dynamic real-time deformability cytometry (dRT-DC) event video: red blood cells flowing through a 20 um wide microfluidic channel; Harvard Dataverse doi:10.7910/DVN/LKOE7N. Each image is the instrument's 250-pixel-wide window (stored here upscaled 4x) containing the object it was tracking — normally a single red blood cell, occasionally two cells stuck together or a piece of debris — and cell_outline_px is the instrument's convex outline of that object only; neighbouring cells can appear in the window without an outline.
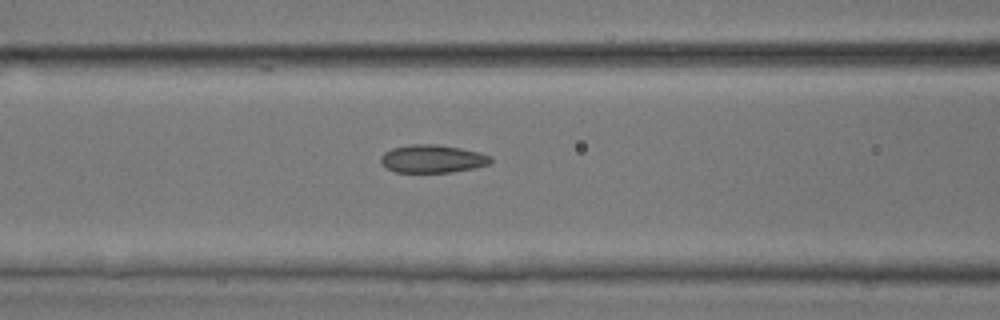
{"species": "common noctule bat (a hibernating species)", "species_latin": "Nyctalus noctula", "temperature_condition": "room temperature", "stored_images_in_passage": 26, "camera_frame_rate_fps": 3000, "um_per_image_px": 0.085, "animal": {"sex": "male", "body_mass_g": 17.9, "forearm_length_mm": 54.2}, "frame": {"image": 1, "passage_image": 11, "time_ms": 3.333, "image_size_px": [1000, 320], "cell_outline_px": [[492, 160], [488, 164], [476, 168], [452, 172], [396, 172], [388, 168], [380, 160], [380, 156], [384, 152], [392, 148], [412, 144], [436, 144], [460, 148], [492, 156]], "centroid_in_image_um": [36.76, 13.5], "position_along_channel_um": 129.8, "area_um2": 17.8}}
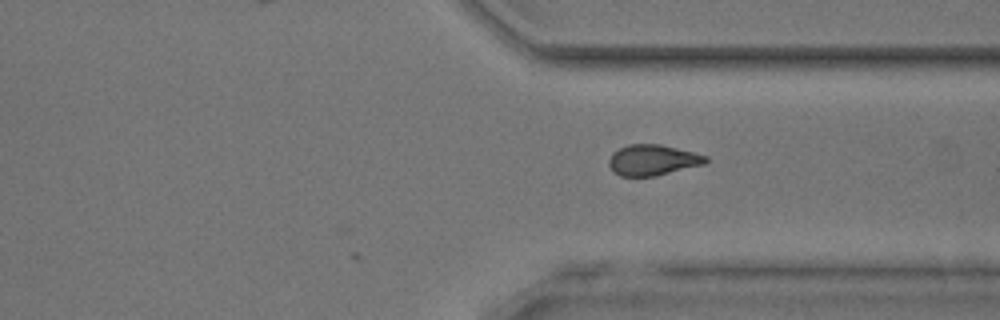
{"frame": {"image": 2, "passage_image": 26, "time_ms": 8.333, "image_size_px": [1000, 320], "cell_outline_px": [[708, 160], [704, 164], [656, 176], [620, 176], [612, 172], [608, 164], [608, 160], [612, 152], [628, 144], [660, 144], [708, 156]], "centroid_in_image_um": [55.44, 13.61], "position_along_channel_um": 356.0, "area_um2": 17.4}}